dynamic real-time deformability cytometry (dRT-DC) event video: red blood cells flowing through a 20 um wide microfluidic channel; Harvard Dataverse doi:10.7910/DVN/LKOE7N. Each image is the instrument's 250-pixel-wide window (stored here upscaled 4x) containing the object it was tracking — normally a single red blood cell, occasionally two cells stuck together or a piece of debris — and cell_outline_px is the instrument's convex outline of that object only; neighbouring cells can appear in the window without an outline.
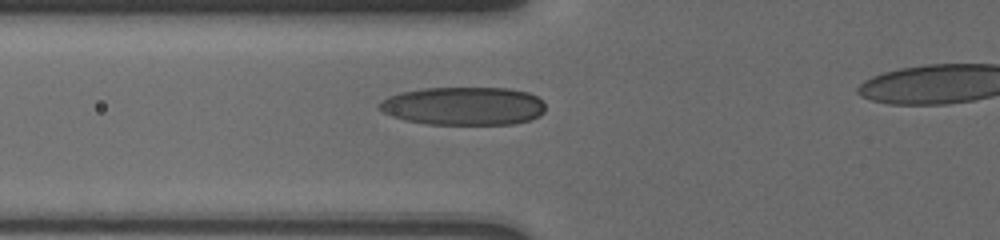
{"species": "human", "species_latin": "Homo sapiens", "temperature_condition": "cold", "stored_images_in_passage": 3, "camera_frame_rate_fps": 3000, "um_per_image_px": 0.085, "donor": {"sex": "male"}, "frame": {"image": 1, "passage_image": 2, "time_ms": 0.667, "image_size_px": [1000, 240], "cell_outline_px": [[544, 112], [540, 116], [528, 120], [512, 124], [428, 124], [404, 120], [392, 116], [384, 112], [376, 104], [380, 100], [388, 96], [400, 92], [424, 88], [508, 88], [528, 92], [536, 96], [544, 104]], "centroid_in_image_um": [39.37, 9.01], "position_along_channel_um": 86.4, "area_um2": 37.11}}